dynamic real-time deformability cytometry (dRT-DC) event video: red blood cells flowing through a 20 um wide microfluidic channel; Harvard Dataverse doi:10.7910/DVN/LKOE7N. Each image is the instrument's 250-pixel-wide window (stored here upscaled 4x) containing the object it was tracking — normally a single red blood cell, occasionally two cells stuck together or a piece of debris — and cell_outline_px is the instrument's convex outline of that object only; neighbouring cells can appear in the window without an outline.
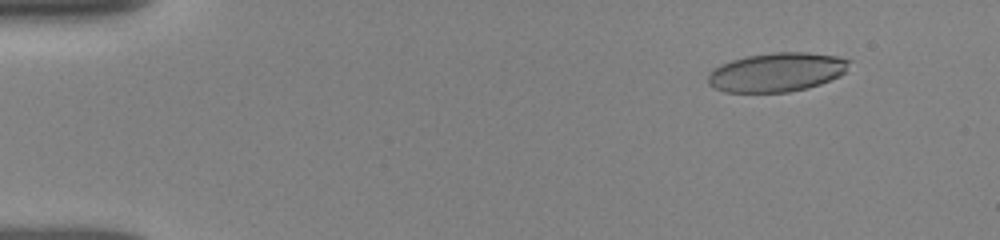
{"species": "human", "species_latin": "Homo sapiens", "temperature_condition": "room temperature", "stored_images_in_passage": 4, "camera_frame_rate_fps": 3000, "um_per_image_px": 0.085, "donor": {"sex": "female"}, "frame": {"image": 1, "passage_image": 1, "time_ms": 0.0, "image_size_px": [1000, 240], "cell_outline_px": [[852, 60], [844, 72], [840, 76], [820, 84], [808, 88], [788, 92], [724, 92], [712, 88], [708, 84], [708, 72], [712, 68], [720, 64], [732, 60], [748, 56], [776, 52], [808, 52], [836, 56]], "centroid_in_image_um": [66.0, 6.14], "position_along_channel_um": 19.0, "area_um2": 32.31}}
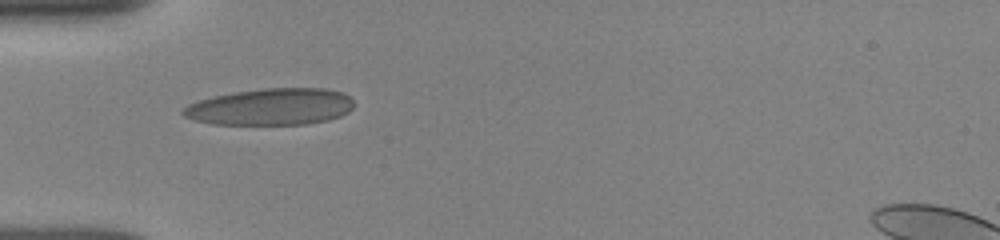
{"frame": {"image": 2, "passage_image": 4, "time_ms": 3.667, "image_size_px": [1000, 240], "cell_outline_px": [[352, 108], [348, 112], [340, 116], [328, 120], [308, 124], [212, 124], [196, 120], [184, 116], [180, 112], [188, 104], [196, 100], [212, 96], [232, 92], [264, 88], [324, 88], [344, 92], [352, 100]], "centroid_in_image_um": [23.0, 9.07], "position_along_channel_um": 62.0, "area_um2": 36.7}}